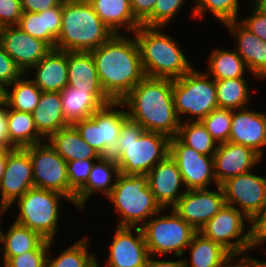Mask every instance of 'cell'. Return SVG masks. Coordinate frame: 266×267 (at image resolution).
<instances>
[{
  "label": "cell",
  "mask_w": 266,
  "mask_h": 267,
  "mask_svg": "<svg viewBox=\"0 0 266 267\" xmlns=\"http://www.w3.org/2000/svg\"><path fill=\"white\" fill-rule=\"evenodd\" d=\"M169 154L178 165L186 190L210 189L213 182L218 186L214 176L213 156L197 152L176 136L170 138Z\"/></svg>",
  "instance_id": "obj_14"
},
{
  "label": "cell",
  "mask_w": 266,
  "mask_h": 267,
  "mask_svg": "<svg viewBox=\"0 0 266 267\" xmlns=\"http://www.w3.org/2000/svg\"><path fill=\"white\" fill-rule=\"evenodd\" d=\"M32 114L37 131L46 140L61 128L69 126L63 117L60 92H42Z\"/></svg>",
  "instance_id": "obj_28"
},
{
  "label": "cell",
  "mask_w": 266,
  "mask_h": 267,
  "mask_svg": "<svg viewBox=\"0 0 266 267\" xmlns=\"http://www.w3.org/2000/svg\"><path fill=\"white\" fill-rule=\"evenodd\" d=\"M2 29H3V26L0 24V40H1Z\"/></svg>",
  "instance_id": "obj_58"
},
{
  "label": "cell",
  "mask_w": 266,
  "mask_h": 267,
  "mask_svg": "<svg viewBox=\"0 0 266 267\" xmlns=\"http://www.w3.org/2000/svg\"><path fill=\"white\" fill-rule=\"evenodd\" d=\"M163 211L165 209L141 226L148 253L150 256H165L174 252L181 258L197 231L172 208L169 214L159 216Z\"/></svg>",
  "instance_id": "obj_8"
},
{
  "label": "cell",
  "mask_w": 266,
  "mask_h": 267,
  "mask_svg": "<svg viewBox=\"0 0 266 267\" xmlns=\"http://www.w3.org/2000/svg\"><path fill=\"white\" fill-rule=\"evenodd\" d=\"M207 61L209 66L205 73L214 80L245 78L248 70L236 50L214 49Z\"/></svg>",
  "instance_id": "obj_33"
},
{
  "label": "cell",
  "mask_w": 266,
  "mask_h": 267,
  "mask_svg": "<svg viewBox=\"0 0 266 267\" xmlns=\"http://www.w3.org/2000/svg\"><path fill=\"white\" fill-rule=\"evenodd\" d=\"M225 27L229 29L232 36L235 37V50L239 56L244 60L248 71L255 77V49L256 40H260L253 33L247 30L240 22L231 21L224 23Z\"/></svg>",
  "instance_id": "obj_39"
},
{
  "label": "cell",
  "mask_w": 266,
  "mask_h": 267,
  "mask_svg": "<svg viewBox=\"0 0 266 267\" xmlns=\"http://www.w3.org/2000/svg\"><path fill=\"white\" fill-rule=\"evenodd\" d=\"M10 207L0 198V218L2 214H5L6 211H8ZM1 223V220H0ZM2 230V227L0 225V231Z\"/></svg>",
  "instance_id": "obj_56"
},
{
  "label": "cell",
  "mask_w": 266,
  "mask_h": 267,
  "mask_svg": "<svg viewBox=\"0 0 266 267\" xmlns=\"http://www.w3.org/2000/svg\"><path fill=\"white\" fill-rule=\"evenodd\" d=\"M25 149L32 162L34 187L61 193L75 205L76 192L69 186L67 162L64 158L47 140Z\"/></svg>",
  "instance_id": "obj_12"
},
{
  "label": "cell",
  "mask_w": 266,
  "mask_h": 267,
  "mask_svg": "<svg viewBox=\"0 0 266 267\" xmlns=\"http://www.w3.org/2000/svg\"><path fill=\"white\" fill-rule=\"evenodd\" d=\"M35 78L30 79L42 92H61L68 82L67 52L50 50L34 65Z\"/></svg>",
  "instance_id": "obj_24"
},
{
  "label": "cell",
  "mask_w": 266,
  "mask_h": 267,
  "mask_svg": "<svg viewBox=\"0 0 266 267\" xmlns=\"http://www.w3.org/2000/svg\"><path fill=\"white\" fill-rule=\"evenodd\" d=\"M7 128L10 143L15 148H25L46 140L37 131L32 113L7 108Z\"/></svg>",
  "instance_id": "obj_32"
},
{
  "label": "cell",
  "mask_w": 266,
  "mask_h": 267,
  "mask_svg": "<svg viewBox=\"0 0 266 267\" xmlns=\"http://www.w3.org/2000/svg\"><path fill=\"white\" fill-rule=\"evenodd\" d=\"M67 85L88 92H104L96 70L91 52H67Z\"/></svg>",
  "instance_id": "obj_27"
},
{
  "label": "cell",
  "mask_w": 266,
  "mask_h": 267,
  "mask_svg": "<svg viewBox=\"0 0 266 267\" xmlns=\"http://www.w3.org/2000/svg\"><path fill=\"white\" fill-rule=\"evenodd\" d=\"M113 35L88 0H63L62 27L56 49L90 52Z\"/></svg>",
  "instance_id": "obj_5"
},
{
  "label": "cell",
  "mask_w": 266,
  "mask_h": 267,
  "mask_svg": "<svg viewBox=\"0 0 266 267\" xmlns=\"http://www.w3.org/2000/svg\"><path fill=\"white\" fill-rule=\"evenodd\" d=\"M0 43L26 75L52 50L46 42L28 35L17 25L3 27Z\"/></svg>",
  "instance_id": "obj_17"
},
{
  "label": "cell",
  "mask_w": 266,
  "mask_h": 267,
  "mask_svg": "<svg viewBox=\"0 0 266 267\" xmlns=\"http://www.w3.org/2000/svg\"><path fill=\"white\" fill-rule=\"evenodd\" d=\"M157 0H130L135 19L142 24L153 12Z\"/></svg>",
  "instance_id": "obj_47"
},
{
  "label": "cell",
  "mask_w": 266,
  "mask_h": 267,
  "mask_svg": "<svg viewBox=\"0 0 266 267\" xmlns=\"http://www.w3.org/2000/svg\"><path fill=\"white\" fill-rule=\"evenodd\" d=\"M95 13L114 33L120 30L134 33L141 24L135 19L130 0H88Z\"/></svg>",
  "instance_id": "obj_26"
},
{
  "label": "cell",
  "mask_w": 266,
  "mask_h": 267,
  "mask_svg": "<svg viewBox=\"0 0 266 267\" xmlns=\"http://www.w3.org/2000/svg\"><path fill=\"white\" fill-rule=\"evenodd\" d=\"M146 175L150 190L162 209L169 206L172 208L186 191L184 189L179 192L184 182L178 165L170 154L157 163Z\"/></svg>",
  "instance_id": "obj_20"
},
{
  "label": "cell",
  "mask_w": 266,
  "mask_h": 267,
  "mask_svg": "<svg viewBox=\"0 0 266 267\" xmlns=\"http://www.w3.org/2000/svg\"><path fill=\"white\" fill-rule=\"evenodd\" d=\"M63 1L43 12H23L17 26L28 35L46 42L56 49V40L62 27Z\"/></svg>",
  "instance_id": "obj_25"
},
{
  "label": "cell",
  "mask_w": 266,
  "mask_h": 267,
  "mask_svg": "<svg viewBox=\"0 0 266 267\" xmlns=\"http://www.w3.org/2000/svg\"><path fill=\"white\" fill-rule=\"evenodd\" d=\"M63 117L68 125L89 118L104 105L112 102L105 92H88L66 86L61 92Z\"/></svg>",
  "instance_id": "obj_22"
},
{
  "label": "cell",
  "mask_w": 266,
  "mask_h": 267,
  "mask_svg": "<svg viewBox=\"0 0 266 267\" xmlns=\"http://www.w3.org/2000/svg\"><path fill=\"white\" fill-rule=\"evenodd\" d=\"M68 198L56 191L31 188L15 202L19 214L15 222L39 233L45 240L54 241L60 220V200Z\"/></svg>",
  "instance_id": "obj_9"
},
{
  "label": "cell",
  "mask_w": 266,
  "mask_h": 267,
  "mask_svg": "<svg viewBox=\"0 0 266 267\" xmlns=\"http://www.w3.org/2000/svg\"><path fill=\"white\" fill-rule=\"evenodd\" d=\"M99 262H97L93 267H99Z\"/></svg>",
  "instance_id": "obj_59"
},
{
  "label": "cell",
  "mask_w": 266,
  "mask_h": 267,
  "mask_svg": "<svg viewBox=\"0 0 266 267\" xmlns=\"http://www.w3.org/2000/svg\"><path fill=\"white\" fill-rule=\"evenodd\" d=\"M6 86L0 82V105L6 102Z\"/></svg>",
  "instance_id": "obj_55"
},
{
  "label": "cell",
  "mask_w": 266,
  "mask_h": 267,
  "mask_svg": "<svg viewBox=\"0 0 266 267\" xmlns=\"http://www.w3.org/2000/svg\"><path fill=\"white\" fill-rule=\"evenodd\" d=\"M216 189L186 190L172 209L199 232L225 204L222 186Z\"/></svg>",
  "instance_id": "obj_15"
},
{
  "label": "cell",
  "mask_w": 266,
  "mask_h": 267,
  "mask_svg": "<svg viewBox=\"0 0 266 267\" xmlns=\"http://www.w3.org/2000/svg\"><path fill=\"white\" fill-rule=\"evenodd\" d=\"M240 256L241 255H231L227 261L226 267H266V261L264 260L255 259L247 255V253L245 256Z\"/></svg>",
  "instance_id": "obj_50"
},
{
  "label": "cell",
  "mask_w": 266,
  "mask_h": 267,
  "mask_svg": "<svg viewBox=\"0 0 266 267\" xmlns=\"http://www.w3.org/2000/svg\"><path fill=\"white\" fill-rule=\"evenodd\" d=\"M254 7L251 9V15L239 20V22L257 38L266 42V8L259 6L252 1Z\"/></svg>",
  "instance_id": "obj_44"
},
{
  "label": "cell",
  "mask_w": 266,
  "mask_h": 267,
  "mask_svg": "<svg viewBox=\"0 0 266 267\" xmlns=\"http://www.w3.org/2000/svg\"><path fill=\"white\" fill-rule=\"evenodd\" d=\"M156 256H149L146 267H185L183 259L178 260H159Z\"/></svg>",
  "instance_id": "obj_53"
},
{
  "label": "cell",
  "mask_w": 266,
  "mask_h": 267,
  "mask_svg": "<svg viewBox=\"0 0 266 267\" xmlns=\"http://www.w3.org/2000/svg\"><path fill=\"white\" fill-rule=\"evenodd\" d=\"M63 0H20L23 12H43L58 6Z\"/></svg>",
  "instance_id": "obj_49"
},
{
  "label": "cell",
  "mask_w": 266,
  "mask_h": 267,
  "mask_svg": "<svg viewBox=\"0 0 266 267\" xmlns=\"http://www.w3.org/2000/svg\"><path fill=\"white\" fill-rule=\"evenodd\" d=\"M34 187L32 162L25 148H14L7 157L5 172L0 182L1 199L12 204Z\"/></svg>",
  "instance_id": "obj_18"
},
{
  "label": "cell",
  "mask_w": 266,
  "mask_h": 267,
  "mask_svg": "<svg viewBox=\"0 0 266 267\" xmlns=\"http://www.w3.org/2000/svg\"><path fill=\"white\" fill-rule=\"evenodd\" d=\"M261 159L258 153L244 145L229 141L218 144L213 155L214 176L217 184L221 185L233 176L253 170Z\"/></svg>",
  "instance_id": "obj_19"
},
{
  "label": "cell",
  "mask_w": 266,
  "mask_h": 267,
  "mask_svg": "<svg viewBox=\"0 0 266 267\" xmlns=\"http://www.w3.org/2000/svg\"><path fill=\"white\" fill-rule=\"evenodd\" d=\"M44 241L39 233L14 221L8 231H0V243L4 245L3 250L0 247V254L3 252L0 261L5 264L13 256L36 250Z\"/></svg>",
  "instance_id": "obj_31"
},
{
  "label": "cell",
  "mask_w": 266,
  "mask_h": 267,
  "mask_svg": "<svg viewBox=\"0 0 266 267\" xmlns=\"http://www.w3.org/2000/svg\"><path fill=\"white\" fill-rule=\"evenodd\" d=\"M97 159H80L67 162L69 186L77 192L88 180L90 171Z\"/></svg>",
  "instance_id": "obj_43"
},
{
  "label": "cell",
  "mask_w": 266,
  "mask_h": 267,
  "mask_svg": "<svg viewBox=\"0 0 266 267\" xmlns=\"http://www.w3.org/2000/svg\"><path fill=\"white\" fill-rule=\"evenodd\" d=\"M25 73L4 51L0 43V82L6 87L20 79Z\"/></svg>",
  "instance_id": "obj_45"
},
{
  "label": "cell",
  "mask_w": 266,
  "mask_h": 267,
  "mask_svg": "<svg viewBox=\"0 0 266 267\" xmlns=\"http://www.w3.org/2000/svg\"><path fill=\"white\" fill-rule=\"evenodd\" d=\"M255 78L266 80V42L256 40L255 49Z\"/></svg>",
  "instance_id": "obj_48"
},
{
  "label": "cell",
  "mask_w": 266,
  "mask_h": 267,
  "mask_svg": "<svg viewBox=\"0 0 266 267\" xmlns=\"http://www.w3.org/2000/svg\"><path fill=\"white\" fill-rule=\"evenodd\" d=\"M0 146L15 148L9 140L7 128V106L6 103L0 105Z\"/></svg>",
  "instance_id": "obj_52"
},
{
  "label": "cell",
  "mask_w": 266,
  "mask_h": 267,
  "mask_svg": "<svg viewBox=\"0 0 266 267\" xmlns=\"http://www.w3.org/2000/svg\"><path fill=\"white\" fill-rule=\"evenodd\" d=\"M252 229L255 241L260 247L266 241V202L263 211L252 222Z\"/></svg>",
  "instance_id": "obj_51"
},
{
  "label": "cell",
  "mask_w": 266,
  "mask_h": 267,
  "mask_svg": "<svg viewBox=\"0 0 266 267\" xmlns=\"http://www.w3.org/2000/svg\"><path fill=\"white\" fill-rule=\"evenodd\" d=\"M173 99L181 122L201 121L218 108L215 80L205 72L201 73L193 68L182 77L173 80ZM183 115L186 117L185 120H182Z\"/></svg>",
  "instance_id": "obj_7"
},
{
  "label": "cell",
  "mask_w": 266,
  "mask_h": 267,
  "mask_svg": "<svg viewBox=\"0 0 266 267\" xmlns=\"http://www.w3.org/2000/svg\"><path fill=\"white\" fill-rule=\"evenodd\" d=\"M248 222L250 228H246ZM252 220L231 205L223 207L199 230L205 238L215 241L231 255H242L259 247L255 241ZM249 230V231H248Z\"/></svg>",
  "instance_id": "obj_10"
},
{
  "label": "cell",
  "mask_w": 266,
  "mask_h": 267,
  "mask_svg": "<svg viewBox=\"0 0 266 267\" xmlns=\"http://www.w3.org/2000/svg\"><path fill=\"white\" fill-rule=\"evenodd\" d=\"M176 137L186 146L208 156H213L218 147L201 121L181 122Z\"/></svg>",
  "instance_id": "obj_37"
},
{
  "label": "cell",
  "mask_w": 266,
  "mask_h": 267,
  "mask_svg": "<svg viewBox=\"0 0 266 267\" xmlns=\"http://www.w3.org/2000/svg\"><path fill=\"white\" fill-rule=\"evenodd\" d=\"M90 52L101 87L112 101H122L145 77L135 36L114 34Z\"/></svg>",
  "instance_id": "obj_1"
},
{
  "label": "cell",
  "mask_w": 266,
  "mask_h": 267,
  "mask_svg": "<svg viewBox=\"0 0 266 267\" xmlns=\"http://www.w3.org/2000/svg\"><path fill=\"white\" fill-rule=\"evenodd\" d=\"M225 204L243 212L254 221L263 211L266 202V177L251 171L233 176L221 184Z\"/></svg>",
  "instance_id": "obj_13"
},
{
  "label": "cell",
  "mask_w": 266,
  "mask_h": 267,
  "mask_svg": "<svg viewBox=\"0 0 266 267\" xmlns=\"http://www.w3.org/2000/svg\"><path fill=\"white\" fill-rule=\"evenodd\" d=\"M47 141L66 162L82 159H98L100 155L79 134L73 125L61 128Z\"/></svg>",
  "instance_id": "obj_29"
},
{
  "label": "cell",
  "mask_w": 266,
  "mask_h": 267,
  "mask_svg": "<svg viewBox=\"0 0 266 267\" xmlns=\"http://www.w3.org/2000/svg\"><path fill=\"white\" fill-rule=\"evenodd\" d=\"M107 198L120 216L116 225L119 227H141L162 210L150 190L147 175L126 176L120 173Z\"/></svg>",
  "instance_id": "obj_6"
},
{
  "label": "cell",
  "mask_w": 266,
  "mask_h": 267,
  "mask_svg": "<svg viewBox=\"0 0 266 267\" xmlns=\"http://www.w3.org/2000/svg\"><path fill=\"white\" fill-rule=\"evenodd\" d=\"M24 74L6 88V106L9 109L33 113L42 91ZM12 88L11 92L8 88Z\"/></svg>",
  "instance_id": "obj_36"
},
{
  "label": "cell",
  "mask_w": 266,
  "mask_h": 267,
  "mask_svg": "<svg viewBox=\"0 0 266 267\" xmlns=\"http://www.w3.org/2000/svg\"><path fill=\"white\" fill-rule=\"evenodd\" d=\"M232 113V109L216 108L201 120L217 144L229 141Z\"/></svg>",
  "instance_id": "obj_40"
},
{
  "label": "cell",
  "mask_w": 266,
  "mask_h": 267,
  "mask_svg": "<svg viewBox=\"0 0 266 267\" xmlns=\"http://www.w3.org/2000/svg\"><path fill=\"white\" fill-rule=\"evenodd\" d=\"M121 101H112L94 112L89 118L80 120L73 126L81 137L92 146L100 156H109L118 141L123 123L128 119L127 110Z\"/></svg>",
  "instance_id": "obj_11"
},
{
  "label": "cell",
  "mask_w": 266,
  "mask_h": 267,
  "mask_svg": "<svg viewBox=\"0 0 266 267\" xmlns=\"http://www.w3.org/2000/svg\"><path fill=\"white\" fill-rule=\"evenodd\" d=\"M128 118L145 131L177 136L181 120L173 99V79L144 77L121 101Z\"/></svg>",
  "instance_id": "obj_2"
},
{
  "label": "cell",
  "mask_w": 266,
  "mask_h": 267,
  "mask_svg": "<svg viewBox=\"0 0 266 267\" xmlns=\"http://www.w3.org/2000/svg\"><path fill=\"white\" fill-rule=\"evenodd\" d=\"M88 239V237L80 238L55 258H52V253H50L54 242L49 241L46 267H93L98 260L95 254L88 252Z\"/></svg>",
  "instance_id": "obj_34"
},
{
  "label": "cell",
  "mask_w": 266,
  "mask_h": 267,
  "mask_svg": "<svg viewBox=\"0 0 266 267\" xmlns=\"http://www.w3.org/2000/svg\"><path fill=\"white\" fill-rule=\"evenodd\" d=\"M246 78L215 80L218 108L243 109L251 98Z\"/></svg>",
  "instance_id": "obj_35"
},
{
  "label": "cell",
  "mask_w": 266,
  "mask_h": 267,
  "mask_svg": "<svg viewBox=\"0 0 266 267\" xmlns=\"http://www.w3.org/2000/svg\"><path fill=\"white\" fill-rule=\"evenodd\" d=\"M120 174L117 162L109 156H100L95 160L87 182L76 192L75 206L84 210L85 203L94 193L101 192L108 197Z\"/></svg>",
  "instance_id": "obj_23"
},
{
  "label": "cell",
  "mask_w": 266,
  "mask_h": 267,
  "mask_svg": "<svg viewBox=\"0 0 266 267\" xmlns=\"http://www.w3.org/2000/svg\"><path fill=\"white\" fill-rule=\"evenodd\" d=\"M195 2L191 11L193 19H202L205 17V12L209 11L222 24L239 20V0H195Z\"/></svg>",
  "instance_id": "obj_38"
},
{
  "label": "cell",
  "mask_w": 266,
  "mask_h": 267,
  "mask_svg": "<svg viewBox=\"0 0 266 267\" xmlns=\"http://www.w3.org/2000/svg\"><path fill=\"white\" fill-rule=\"evenodd\" d=\"M164 27L141 25L135 36L146 77L177 79L190 72L193 67L183 53L176 38L160 31Z\"/></svg>",
  "instance_id": "obj_4"
},
{
  "label": "cell",
  "mask_w": 266,
  "mask_h": 267,
  "mask_svg": "<svg viewBox=\"0 0 266 267\" xmlns=\"http://www.w3.org/2000/svg\"><path fill=\"white\" fill-rule=\"evenodd\" d=\"M115 231L106 267H146L150 255L141 227L117 226Z\"/></svg>",
  "instance_id": "obj_16"
},
{
  "label": "cell",
  "mask_w": 266,
  "mask_h": 267,
  "mask_svg": "<svg viewBox=\"0 0 266 267\" xmlns=\"http://www.w3.org/2000/svg\"><path fill=\"white\" fill-rule=\"evenodd\" d=\"M14 148L0 146V182L5 172L7 157Z\"/></svg>",
  "instance_id": "obj_54"
},
{
  "label": "cell",
  "mask_w": 266,
  "mask_h": 267,
  "mask_svg": "<svg viewBox=\"0 0 266 267\" xmlns=\"http://www.w3.org/2000/svg\"><path fill=\"white\" fill-rule=\"evenodd\" d=\"M253 1H255L259 6L266 8V0H253Z\"/></svg>",
  "instance_id": "obj_57"
},
{
  "label": "cell",
  "mask_w": 266,
  "mask_h": 267,
  "mask_svg": "<svg viewBox=\"0 0 266 267\" xmlns=\"http://www.w3.org/2000/svg\"><path fill=\"white\" fill-rule=\"evenodd\" d=\"M49 240H45L36 250L11 257L4 267H46Z\"/></svg>",
  "instance_id": "obj_42"
},
{
  "label": "cell",
  "mask_w": 266,
  "mask_h": 267,
  "mask_svg": "<svg viewBox=\"0 0 266 267\" xmlns=\"http://www.w3.org/2000/svg\"><path fill=\"white\" fill-rule=\"evenodd\" d=\"M170 152V137L145 129L127 119L120 130L118 141L109 153L126 176L146 175Z\"/></svg>",
  "instance_id": "obj_3"
},
{
  "label": "cell",
  "mask_w": 266,
  "mask_h": 267,
  "mask_svg": "<svg viewBox=\"0 0 266 267\" xmlns=\"http://www.w3.org/2000/svg\"><path fill=\"white\" fill-rule=\"evenodd\" d=\"M22 13L20 0H0V24L3 27L17 25Z\"/></svg>",
  "instance_id": "obj_46"
},
{
  "label": "cell",
  "mask_w": 266,
  "mask_h": 267,
  "mask_svg": "<svg viewBox=\"0 0 266 267\" xmlns=\"http://www.w3.org/2000/svg\"><path fill=\"white\" fill-rule=\"evenodd\" d=\"M229 142L249 147L263 157V147L266 145V114L250 111L249 107L233 110Z\"/></svg>",
  "instance_id": "obj_21"
},
{
  "label": "cell",
  "mask_w": 266,
  "mask_h": 267,
  "mask_svg": "<svg viewBox=\"0 0 266 267\" xmlns=\"http://www.w3.org/2000/svg\"><path fill=\"white\" fill-rule=\"evenodd\" d=\"M190 261L183 259L185 267H226L231 254L220 244L197 232L187 247Z\"/></svg>",
  "instance_id": "obj_30"
},
{
  "label": "cell",
  "mask_w": 266,
  "mask_h": 267,
  "mask_svg": "<svg viewBox=\"0 0 266 267\" xmlns=\"http://www.w3.org/2000/svg\"><path fill=\"white\" fill-rule=\"evenodd\" d=\"M185 1L157 0L152 14L141 25L148 27H167L178 14Z\"/></svg>",
  "instance_id": "obj_41"
}]
</instances>
